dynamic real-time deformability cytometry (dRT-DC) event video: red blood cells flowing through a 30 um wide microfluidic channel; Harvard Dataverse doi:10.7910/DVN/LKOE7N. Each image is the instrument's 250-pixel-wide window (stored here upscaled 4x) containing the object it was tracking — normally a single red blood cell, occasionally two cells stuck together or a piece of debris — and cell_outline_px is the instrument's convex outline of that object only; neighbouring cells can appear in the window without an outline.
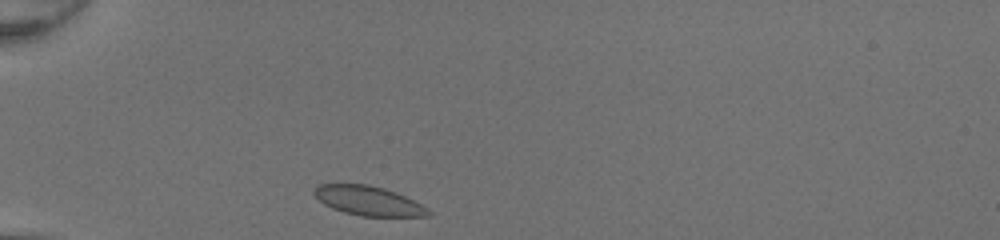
{"species": "common noctule bat (a hibernating species)", "species_latin": "Nyctalus noctula", "temperature_condition": "room temperature", "stored_images_in_passage": 28, "camera_frame_rate_fps": 3000, "um_per_image_px": 0.085, "animal": {"sex": "female", "body_mass_g": 20.0, "forearm_length_mm": 54.0}, "frame": {"image": 1, "passage_image": 1, "time_ms": 0.0, "image_size_px": [1000, 240], "cell_outline_px": [[432, 216], [360, 216], [344, 212], [332, 208], [324, 204], [312, 192], [312, 188], [320, 184], [368, 184], [384, 188], [396, 192], [428, 208], [432, 212]], "centroid_in_image_um": [31.31, 17.06], "position_along_channel_um": 53.7, "area_um2": 19.54}}
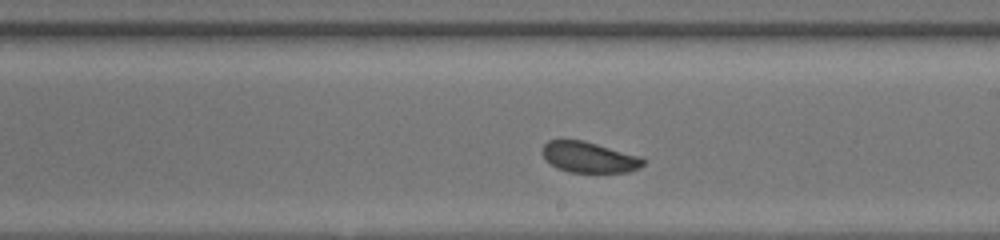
{"frame": {"image": 2, "passage_image": 16, "time_ms": 5.0, "image_size_px": [1000, 240], "cell_outline_px": [[648, 160], [640, 168], [628, 172], [568, 172], [556, 168], [540, 152], [544, 144], [548, 140], [584, 140], [640, 156]], "centroid_in_image_um": [50.1, 13.36], "position_along_channel_um": 238.9, "area_um2": 18.21}}
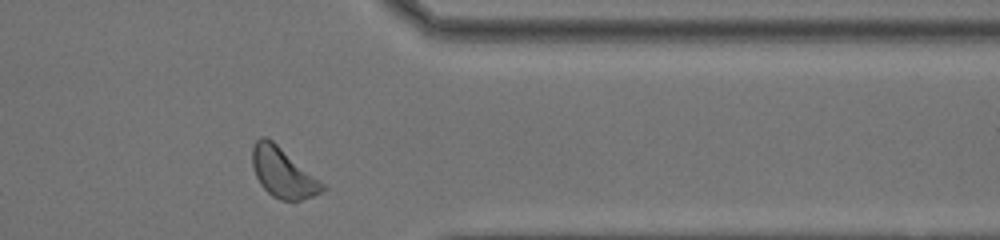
{"frame": {"image": 3, "passage_image": 27, "time_ms": 8.667, "image_size_px": [1000, 240], "cell_outline_px": [[328, 188], [312, 196], [300, 200], [280, 200], [272, 196], [260, 184], [256, 176], [252, 164], [252, 144], [260, 136], [264, 136], [272, 140], [324, 184]], "centroid_in_image_um": [24.01, 14.67], "position_along_channel_um": 387.4, "area_um2": 20.06}, "authors_computed_cell_mechanics": {"area_um2": 19.0162, "velocity_mm_per_s": 4.1847, "shape_relaxation_time_tau1_ms": 3.1761, "shape_relaxation_time_tau2_ms": null, "deformation_change_tau1": 0.043, "deformation_change_tau2": null}}